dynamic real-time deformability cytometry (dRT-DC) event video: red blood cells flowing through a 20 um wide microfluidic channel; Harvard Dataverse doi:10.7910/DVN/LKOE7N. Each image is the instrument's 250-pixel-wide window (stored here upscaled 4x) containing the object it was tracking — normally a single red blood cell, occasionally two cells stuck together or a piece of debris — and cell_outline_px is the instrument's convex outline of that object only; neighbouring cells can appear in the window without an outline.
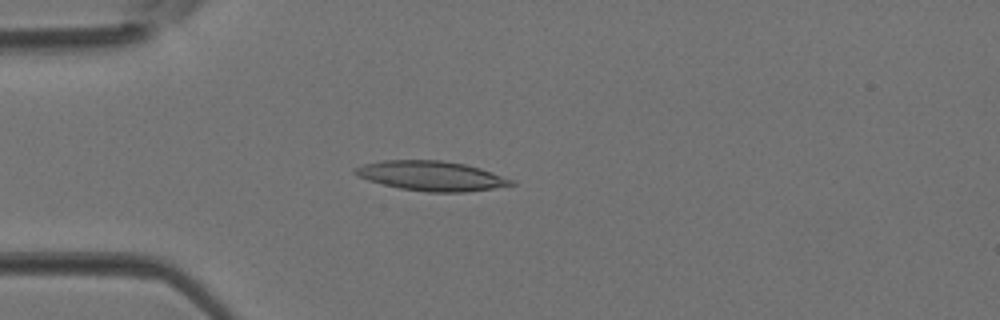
{"species": "Egyptian fruit bat (a non-hibernating species)", "species_latin": "Rousettus aegyptiacus", "temperature_condition": "room temperature", "stored_images_in_passage": 3, "camera_frame_rate_fps": 3000, "um_per_image_px": 0.085, "animal": {"sex": "female"}, "frame": {"image": 1, "passage_image": 3, "time_ms": 0.667, "image_size_px": [1000, 320], "cell_outline_px": [[516, 184], [492, 188], [464, 192], [428, 192], [400, 188], [368, 180], [352, 172], [352, 168], [364, 164], [380, 160], [440, 160], [464, 164], [480, 168], [516, 180]], "centroid_in_image_um": [36.67, 14.94], "position_along_channel_um": 48.3, "area_um2": 26.93}}